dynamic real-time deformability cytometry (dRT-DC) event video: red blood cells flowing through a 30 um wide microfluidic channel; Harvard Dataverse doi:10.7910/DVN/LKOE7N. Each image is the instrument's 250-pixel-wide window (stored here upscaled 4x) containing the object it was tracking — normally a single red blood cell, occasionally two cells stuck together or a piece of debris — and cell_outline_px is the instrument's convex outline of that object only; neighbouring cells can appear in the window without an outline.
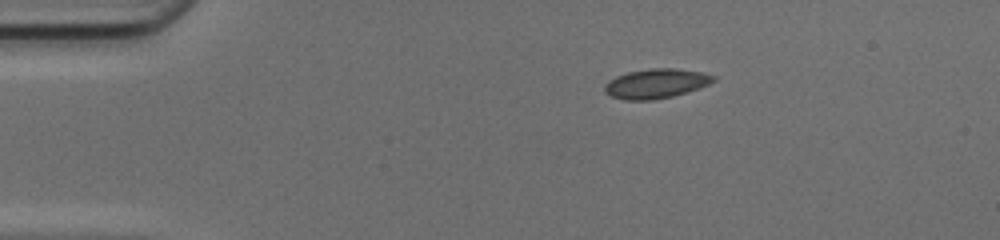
{"species": "common noctule bat (a hibernating species)", "species_latin": "Nyctalus noctula", "temperature_condition": "cold", "stored_images_in_passage": 41, "camera_frame_rate_fps": 3000, "um_per_image_px": 0.085, "animal": {"sex": "female", "body_mass_g": 17.0, "forearm_length_mm": 48.0}, "frame": {"image": 1, "passage_image": 1, "time_ms": 0.0, "image_size_px": [1000, 240], "cell_outline_px": [[716, 80], [700, 88], [688, 92], [672, 96], [652, 100], [624, 100], [612, 96], [604, 92], [604, 84], [608, 80], [616, 76], [628, 72], [652, 68], [676, 68], [704, 72], [716, 76]], "centroid_in_image_um": [55.78, 7.1], "position_along_channel_um": 29.2, "area_um2": 18.9}}
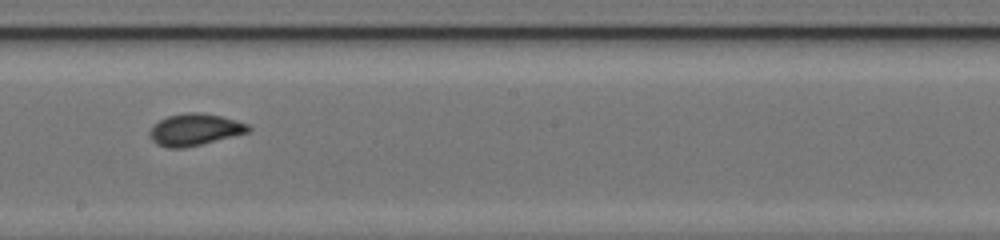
{"frame": {"image": 2, "passage_image": 20, "time_ms": 6.333, "image_size_px": [1000, 240], "cell_outline_px": [[252, 128], [248, 132], [184, 148], [168, 148], [156, 144], [152, 140], [148, 132], [160, 120], [168, 116], [188, 112], [196, 112], [220, 116], [236, 120], [248, 124]], "centroid_in_image_um": [16.54, 11.02], "position_along_channel_um": 231.7, "area_um2": 17.98}}
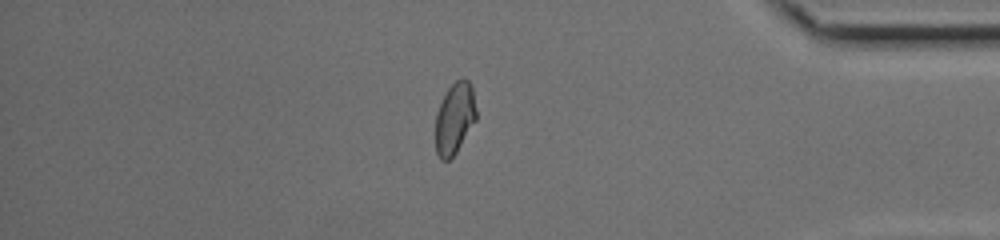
{"frame": {"image": 3, "passage_image": 34, "time_ms": 11.0, "image_size_px": [1000, 240], "cell_outline_px": [[476, 120], [456, 152], [448, 160], [440, 160], [436, 152], [436, 112], [448, 88], [456, 80], [464, 76], [468, 80], [472, 88], [476, 108]], "centroid_in_image_um": [38.65, 10.04], "position_along_channel_um": 396.6, "area_um2": 16.88}, "authors_computed_cell_mechanics": {"area_um2": 17.8602, "velocity_mm_per_s": 4.1895, "shape_relaxation_time_tau1_ms": 7.3211, "shape_relaxation_time_tau2_ms": null, "deformation_change_tau1": 0.1416, "deformation_change_tau2": null}}